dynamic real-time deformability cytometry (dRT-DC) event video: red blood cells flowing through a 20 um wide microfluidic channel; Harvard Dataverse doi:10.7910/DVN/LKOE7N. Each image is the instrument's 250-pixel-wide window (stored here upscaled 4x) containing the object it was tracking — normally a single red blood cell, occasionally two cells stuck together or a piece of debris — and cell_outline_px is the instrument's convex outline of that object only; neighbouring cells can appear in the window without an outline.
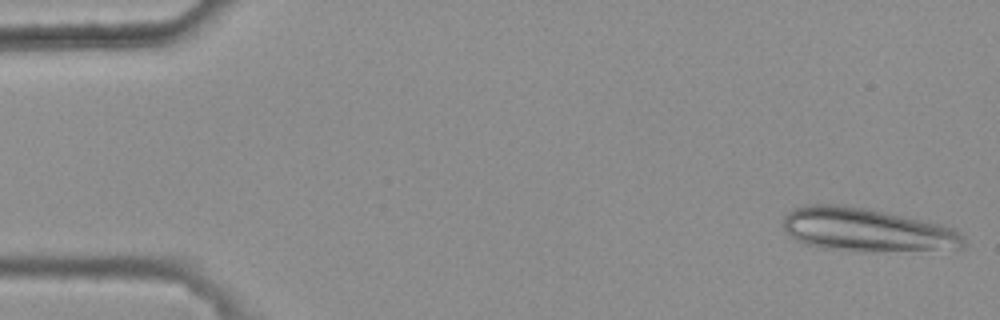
{"species": "common noctule bat (a hibernating species)", "species_latin": "Nyctalus noctula", "temperature_condition": "warm", "stored_images_in_passage": 15, "camera_frame_rate_fps": 3000, "um_per_image_px": 0.085, "animal": {"sex": "female", "body_mass_g": 25.1}, "frame": {"image": 1, "passage_image": 1, "time_ms": 0.0, "image_size_px": [1000, 320], "cell_outline_px": [[968, 244], [964, 248], [872, 252], [864, 252], [820, 248], [804, 244], [796, 240], [784, 228], [784, 216], [792, 208], [804, 204], [844, 204], [868, 208], [924, 220], [956, 228], [964, 236]], "centroid_in_image_um": [73.7, 19.54], "position_along_channel_um": 11.3, "area_um2": 46.53}}